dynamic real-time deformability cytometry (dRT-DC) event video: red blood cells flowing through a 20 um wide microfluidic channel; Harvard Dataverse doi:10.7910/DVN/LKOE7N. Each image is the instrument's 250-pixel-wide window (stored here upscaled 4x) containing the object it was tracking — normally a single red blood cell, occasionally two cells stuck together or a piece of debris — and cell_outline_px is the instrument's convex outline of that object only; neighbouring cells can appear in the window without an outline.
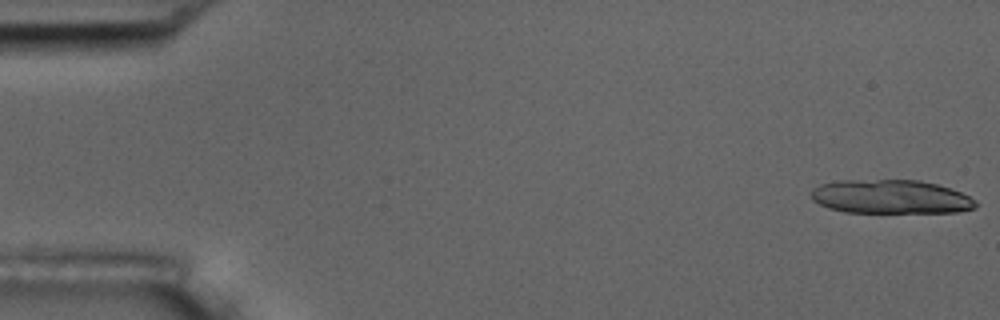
{"species": "common noctule bat (a hibernating species)", "species_latin": "Nyctalus noctula", "temperature_condition": "room temperature", "stored_images_in_passage": 15, "camera_frame_rate_fps": 3000, "um_per_image_px": 0.085, "animal": {"sex": "male", "body_mass_g": 17.5, "forearm_length_mm": 52.3}, "frame": {"image": 1, "passage_image": 1, "time_ms": 0.0, "image_size_px": [1000, 320], "cell_outline_px": [[976, 208], [956, 212], [844, 212], [828, 208], [812, 200], [812, 188], [820, 184], [840, 180], [920, 180], [936, 184], [960, 192], [976, 200]], "centroid_in_image_um": [75.69, 16.72], "position_along_channel_um": 9.3, "area_um2": 32.37}}